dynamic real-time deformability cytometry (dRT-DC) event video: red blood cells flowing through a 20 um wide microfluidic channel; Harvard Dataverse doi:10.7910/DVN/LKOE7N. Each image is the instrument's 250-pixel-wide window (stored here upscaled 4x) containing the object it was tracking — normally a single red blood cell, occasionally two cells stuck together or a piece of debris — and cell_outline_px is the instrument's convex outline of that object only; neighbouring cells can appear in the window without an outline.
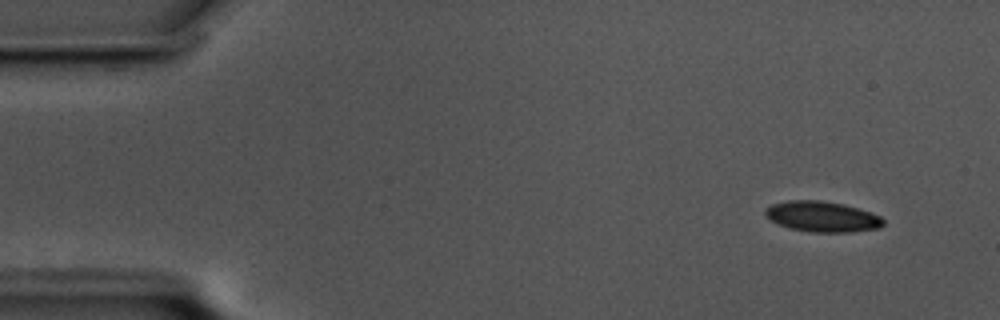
{"species": "common noctule bat (a hibernating species)", "species_latin": "Nyctalus noctula", "temperature_condition": "cold", "stored_images_in_passage": 51, "camera_frame_rate_fps": 3000, "um_per_image_px": 0.085, "animal": {"sex": "male", "body_mass_g": 17.5, "forearm_length_mm": 52.3}, "frame": {"image": 1, "passage_image": 1, "time_ms": 0.0, "image_size_px": [1000, 320], "cell_outline_px": [[880, 224], [868, 228], [800, 228], [784, 224], [768, 216], [768, 208], [780, 204], [832, 204], [864, 212], [876, 216], [880, 220]], "centroid_in_image_um": [69.85, 18.4], "position_along_channel_um": 15.2, "area_um2": 15.72}}
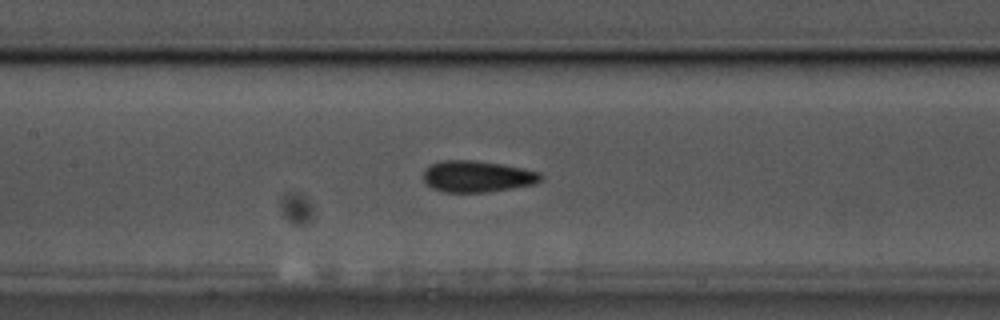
{"frame": {"image": 2, "passage_image": 23, "time_ms": 7.333, "image_size_px": [1000, 320], "cell_outline_px": [[536, 176], [532, 180], [516, 184], [488, 188], [444, 188], [428, 180], [428, 172], [432, 168], [440, 164], [484, 164], [532, 172]], "centroid_in_image_um": [40.51, 14.97], "position_along_channel_um": 166.9, "area_um2": 14.91}}
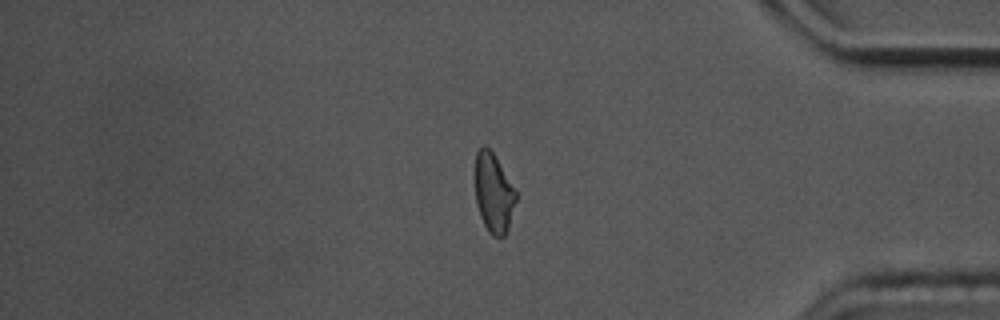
{"frame": {"image": 3, "passage_image": 45, "time_ms": 14.667, "image_size_px": [1000, 320], "cell_outline_px": [[516, 196], [504, 232], [500, 236], [492, 232], [488, 228], [480, 212], [476, 196], [476, 156], [480, 152], [488, 152], [496, 160], [516, 192]], "centroid_in_image_um": [41.95, 16.42], "position_along_channel_um": 393.3, "area_um2": 16.42}, "authors_computed_cell_mechanics": {"area_um2": 15.8372, "velocity_mm_per_s": 3.457, "shape_relaxation_time_tau1_ms": null, "shape_relaxation_time_tau2_ms": 2.6117, "deformation_change_tau1": null, "deformation_change_tau2": 0.0861}}